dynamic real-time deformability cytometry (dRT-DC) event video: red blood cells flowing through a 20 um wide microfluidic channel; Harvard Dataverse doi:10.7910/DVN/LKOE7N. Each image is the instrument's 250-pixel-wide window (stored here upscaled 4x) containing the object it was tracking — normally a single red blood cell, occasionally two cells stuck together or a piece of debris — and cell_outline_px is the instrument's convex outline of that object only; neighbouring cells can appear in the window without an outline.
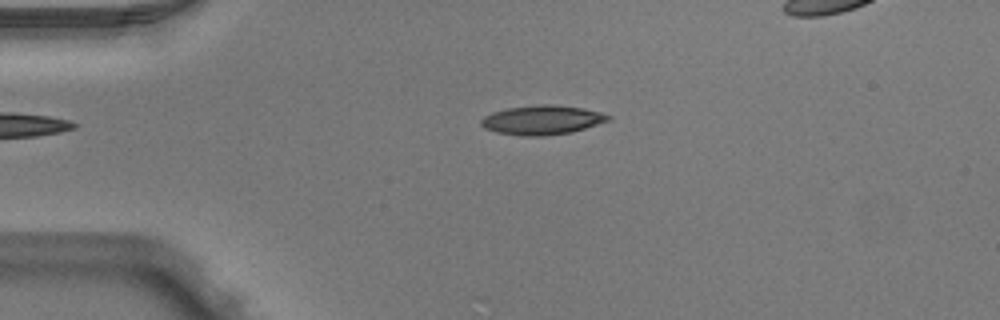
{"species": "Egyptian fruit bat (a non-hibernating species)", "species_latin": "Rousettus aegyptiacus", "temperature_condition": "warm", "stored_images_in_passage": 47, "camera_frame_rate_fps": 3000, "um_per_image_px": 0.085, "animal": {"sex": "male"}, "frame": {"image": 1, "passage_image": 11, "time_ms": 3.333, "image_size_px": [1000, 320], "cell_outline_px": [[612, 120], [572, 132], [544, 136], [520, 136], [496, 132], [484, 128], [480, 124], [480, 120], [484, 116], [492, 112], [508, 108], [540, 104], [552, 104], [584, 108], [600, 112], [612, 116]], "centroid_in_image_um": [46.09, 10.2], "position_along_channel_um": 38.9, "area_um2": 21.91}}
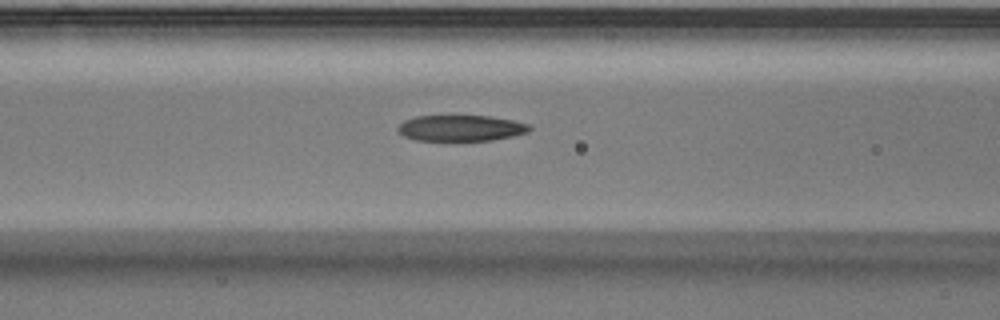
{"frame": {"image": 2, "passage_image": 20, "time_ms": 6.333, "image_size_px": [1000, 320], "cell_outline_px": [[532, 128], [528, 132], [512, 136], [492, 140], [416, 140], [404, 136], [396, 128], [404, 120], [416, 116], [492, 116], [512, 120], [528, 124]], "centroid_in_image_um": [39.17, 10.88], "position_along_channel_um": 127.4, "area_um2": 19.77}}
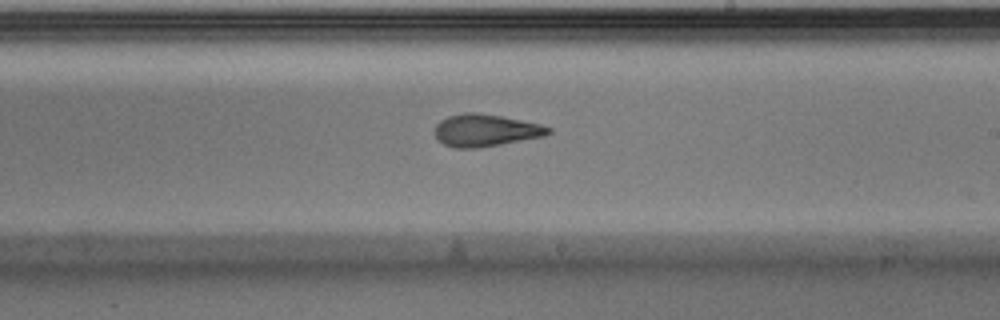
{"frame": {"image": 3, "passage_image": 29, "time_ms": 9.333, "image_size_px": [1000, 320], "cell_outline_px": [[552, 132], [544, 136], [500, 144], [476, 148], [456, 148], [444, 144], [436, 136], [436, 124], [440, 120], [448, 116], [464, 112], [476, 112], [500, 116], [540, 124], [552, 128]], "centroid_in_image_um": [41.27, 11.07], "position_along_channel_um": 247.7, "area_um2": 21.1}}